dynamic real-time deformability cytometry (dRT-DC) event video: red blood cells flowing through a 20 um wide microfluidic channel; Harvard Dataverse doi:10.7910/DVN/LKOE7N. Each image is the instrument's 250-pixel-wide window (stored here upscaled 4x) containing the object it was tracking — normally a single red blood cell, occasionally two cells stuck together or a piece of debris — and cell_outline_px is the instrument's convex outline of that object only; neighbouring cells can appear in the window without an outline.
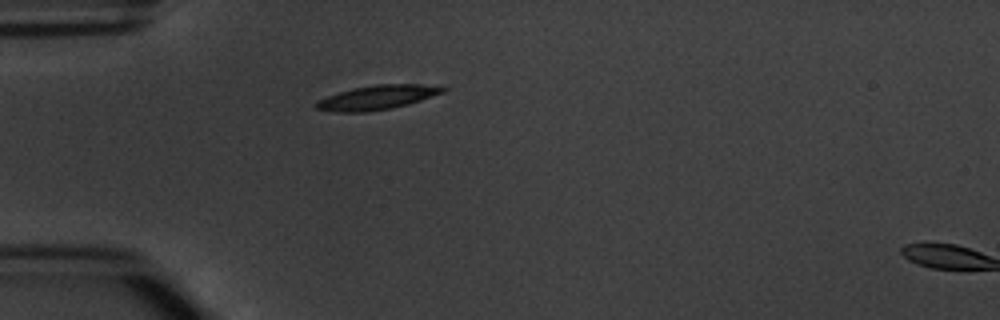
{"species": "common noctule bat (a hibernating species)", "species_latin": "Nyctalus noctula", "temperature_condition": "warm", "stored_images_in_passage": 2, "segment_of_instrument_passage": [1, 2], "camera_frame_rate_fps": 3000, "um_per_image_px": 0.085, "animal": {"sex": "male", "body_mass_g": 20.1, "forearm_length_mm": 53.5}, "frame": {"image": 1, "passage_image": 1, "time_ms": 0.0, "image_size_px": [1000, 320], "cell_outline_px": [[448, 88], [444, 92], [420, 100], [392, 108], [368, 112], [336, 112], [316, 108], [316, 104], [320, 100], [328, 96], [352, 88], [376, 84], [440, 84]], "centroid_in_image_um": [32.15, 8.26], "position_along_channel_um": 52.8, "area_um2": 17.86}}